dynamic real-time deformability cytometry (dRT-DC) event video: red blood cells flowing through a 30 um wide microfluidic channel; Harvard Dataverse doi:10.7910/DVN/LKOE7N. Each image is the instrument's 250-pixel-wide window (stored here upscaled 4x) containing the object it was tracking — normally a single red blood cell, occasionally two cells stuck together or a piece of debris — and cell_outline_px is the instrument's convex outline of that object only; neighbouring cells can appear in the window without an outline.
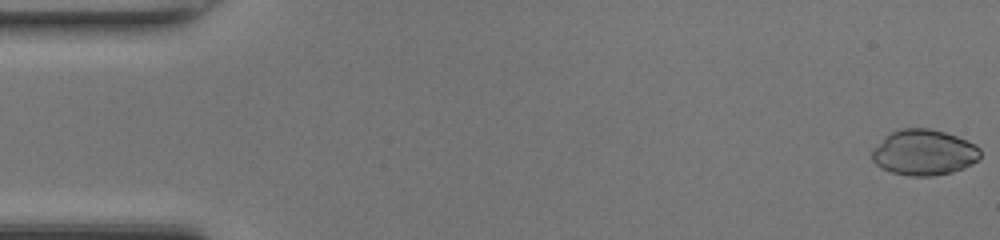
{"species": "common noctule bat (a hibernating species)", "species_latin": "Nyctalus noctula", "temperature_condition": "room temperature", "stored_images_in_passage": 45, "camera_frame_rate_fps": 3000, "um_per_image_px": 0.085, "animal": {"sex": "female", "body_mass_g": 17.0, "forearm_length_mm": 48.0}, "frame": {"image": 1, "passage_image": 1, "time_ms": 0.0, "image_size_px": [1000, 240], "cell_outline_px": [[980, 156], [972, 164], [964, 168], [952, 172], [932, 176], [908, 176], [892, 172], [876, 164], [872, 160], [872, 148], [892, 132], [900, 128], [928, 128], [944, 132], [968, 140], [976, 144], [980, 148]], "centroid_in_image_um": [78.55, 12.96], "position_along_channel_um": 6.4, "area_um2": 28.78}}
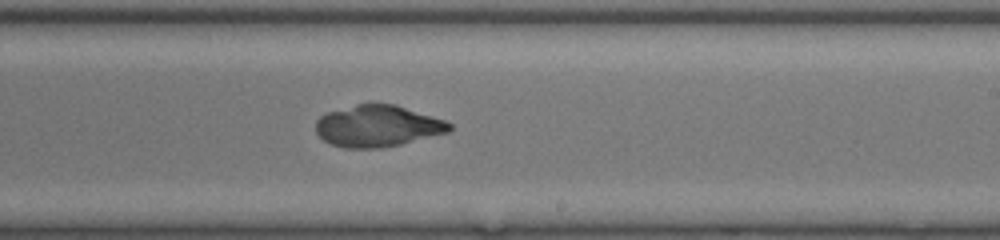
{"frame": {"image": 2, "passage_image": 29, "time_ms": 9.333, "image_size_px": [1000, 240], "cell_outline_px": [[452, 128], [448, 132], [400, 144], [380, 148], [344, 148], [332, 144], [324, 140], [316, 132], [316, 120], [320, 116], [328, 112], [356, 104], [396, 104], [444, 120], [452, 124]], "centroid_in_image_um": [32.09, 10.71], "position_along_channel_um": 256.9, "area_um2": 32.14}}
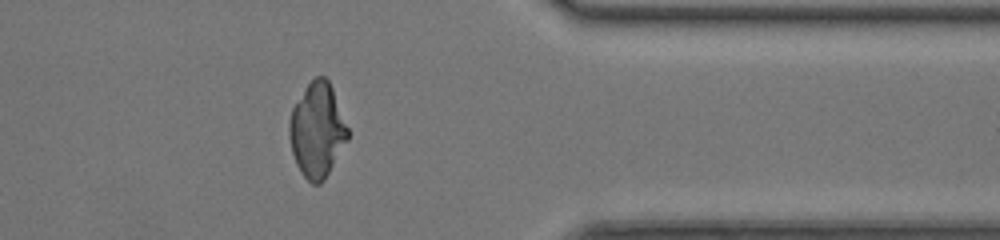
{"frame": {"image": 3, "passage_image": 39, "time_ms": 12.667, "image_size_px": [1000, 240], "cell_outline_px": [[348, 140], [324, 180], [320, 184], [312, 184], [300, 172], [296, 164], [292, 152], [288, 136], [288, 124], [292, 108], [308, 84], [316, 76], [324, 76], [328, 80], [332, 88], [348, 128]], "centroid_in_image_um": [26.94, 11.09], "position_along_channel_um": 384.5, "area_um2": 32.02}}